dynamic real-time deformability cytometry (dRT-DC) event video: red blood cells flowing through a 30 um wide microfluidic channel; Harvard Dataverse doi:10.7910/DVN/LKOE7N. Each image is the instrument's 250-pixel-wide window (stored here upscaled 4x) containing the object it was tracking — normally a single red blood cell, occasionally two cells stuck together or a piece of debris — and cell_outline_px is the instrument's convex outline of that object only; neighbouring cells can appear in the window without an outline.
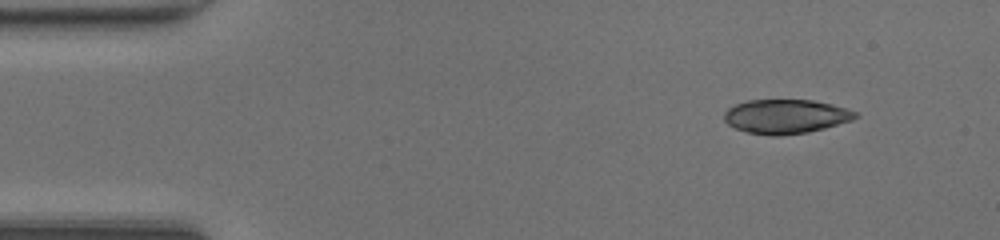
{"species": "common noctule bat (a hibernating species)", "species_latin": "Nyctalus noctula", "temperature_condition": "room temperature", "stored_images_in_passage": 43, "camera_frame_rate_fps": 3000, "um_per_image_px": 0.085, "animal": {"sex": "female", "body_mass_g": 20.0, "forearm_length_mm": 54.0}, "frame": {"image": 1, "passage_image": 1, "time_ms": 0.0, "image_size_px": [1000, 240], "cell_outline_px": [[860, 116], [852, 120], [824, 128], [808, 132], [780, 136], [768, 136], [748, 132], [736, 128], [728, 124], [724, 120], [724, 112], [728, 108], [736, 104], [748, 100], [812, 100], [832, 104], [856, 112]], "centroid_in_image_um": [66.78, 9.9], "position_along_channel_um": 18.2, "area_um2": 26.13}}
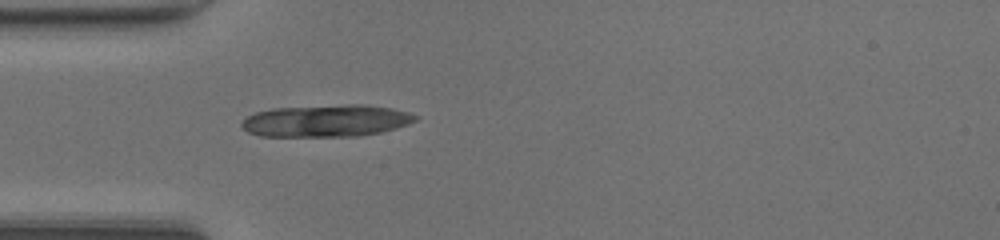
{"frame": {"image": 2, "passage_image": 10, "time_ms": 3.0, "image_size_px": [1000, 240], "cell_outline_px": [[420, 116], [416, 120], [408, 124], [396, 128], [380, 132], [360, 136], [260, 136], [248, 132], [240, 124], [248, 116], [256, 112], [272, 108], [348, 104], [368, 104], [392, 108], [408, 112]], "centroid_in_image_um": [27.77, 10.25], "position_along_channel_um": 57.2, "area_um2": 32.6}}